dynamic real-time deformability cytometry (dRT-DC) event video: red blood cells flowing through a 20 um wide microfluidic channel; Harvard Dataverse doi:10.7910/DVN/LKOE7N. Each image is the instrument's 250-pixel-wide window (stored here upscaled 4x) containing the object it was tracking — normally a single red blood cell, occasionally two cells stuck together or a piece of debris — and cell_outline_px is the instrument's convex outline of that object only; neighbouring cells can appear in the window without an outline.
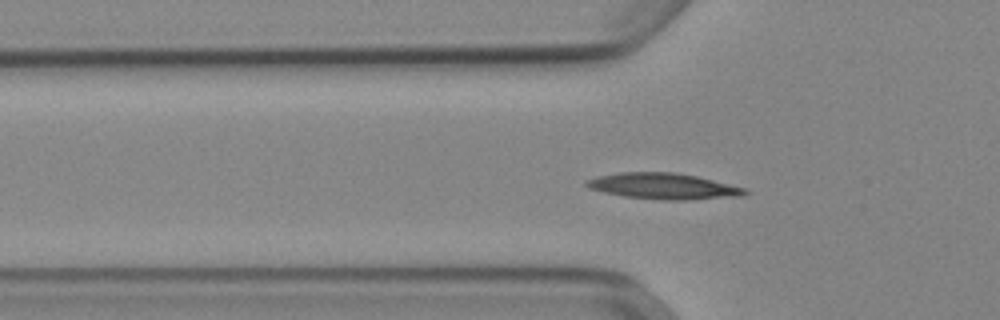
{"species": "Egyptian fruit bat (a non-hibernating species)", "species_latin": "Rousettus aegyptiacus", "temperature_condition": "cold", "stored_images_in_passage": 53, "camera_frame_rate_fps": 3000, "um_per_image_px": 0.085, "animal": {"sex": "female"}, "frame": {"image": 1, "passage_image": 17, "time_ms": 5.333, "image_size_px": [1000, 320], "cell_outline_px": [[748, 192], [744, 196], [684, 200], [664, 200], [624, 196], [604, 192], [588, 188], [584, 184], [584, 180], [596, 176], [620, 172], [676, 172], [696, 176], [744, 188]], "centroid_in_image_um": [56.33, 15.82], "position_along_channel_um": 69.5, "area_um2": 23.99}}
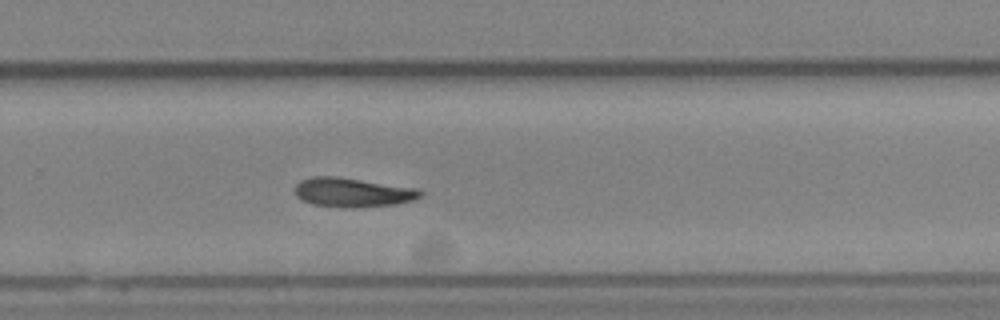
{"frame": {"image": 2, "passage_image": 35, "time_ms": 11.333, "image_size_px": [1000, 320], "cell_outline_px": [[424, 192], [420, 196], [412, 200], [396, 204], [352, 208], [344, 208], [312, 204], [296, 196], [296, 184], [300, 180], [312, 176], [336, 176], [416, 188]], "centroid_in_image_um": [29.95, 16.35], "position_along_channel_um": 299.8, "area_um2": 21.27}}
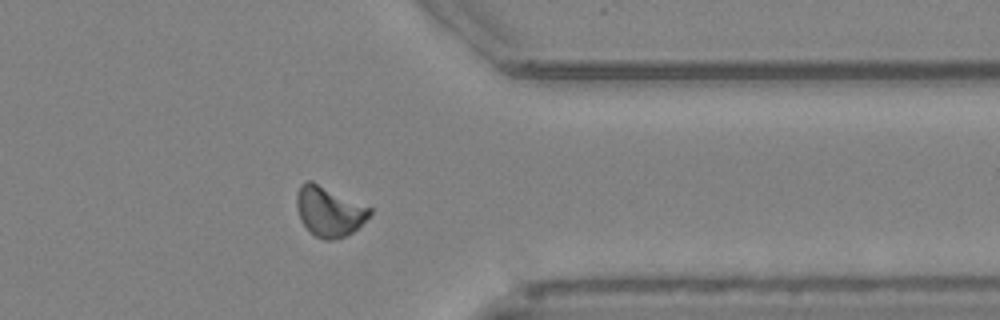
{"frame": {"image": 3, "passage_image": 42, "time_ms": 13.667, "image_size_px": [1000, 320], "cell_outline_px": [[372, 212], [352, 232], [344, 236], [332, 240], [324, 240], [316, 236], [300, 220], [296, 208], [296, 196], [300, 184], [304, 180], [312, 180], [372, 208]], "centroid_in_image_um": [27.94, 17.93], "position_along_channel_um": 383.5, "area_um2": 21.15}, "authors_computed_cell_mechanics": {"area_um2": 20.8658, "velocity_mm_per_s": 3.8693, "shape_relaxation_time_tau1_ms": 5.1026, "shape_relaxation_time_tau2_ms": null, "deformation_change_tau1": 0.1232, "deformation_change_tau2": null}}